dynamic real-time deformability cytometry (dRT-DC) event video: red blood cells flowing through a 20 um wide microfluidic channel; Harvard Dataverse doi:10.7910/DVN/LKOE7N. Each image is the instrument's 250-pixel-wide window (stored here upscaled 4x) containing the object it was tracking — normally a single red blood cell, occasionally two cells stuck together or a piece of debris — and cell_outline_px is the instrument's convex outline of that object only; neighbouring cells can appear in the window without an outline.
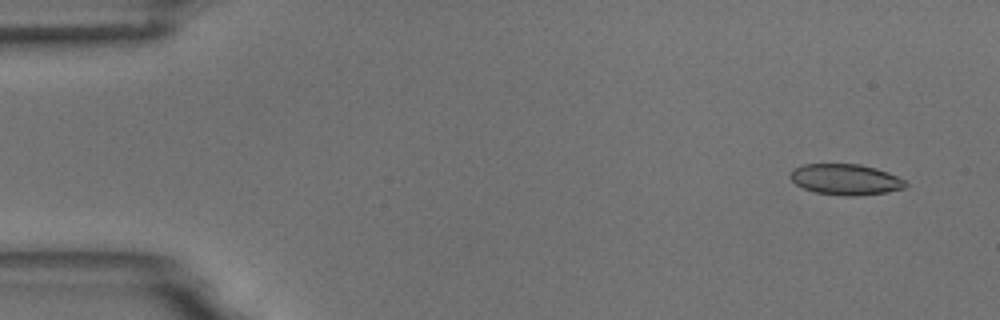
{"species": "common noctule bat (a hibernating species)", "species_latin": "Nyctalus noctula", "temperature_condition": "room temperature", "stored_images_in_passage": 9, "camera_frame_rate_fps": 3000, "um_per_image_px": 0.085, "animal": {"sex": "male", "body_mass_g": 18.8}, "frame": {"image": 1, "passage_image": 1, "time_ms": 0.0, "image_size_px": [1000, 320], "cell_outline_px": [[908, 184], [904, 188], [888, 192], [852, 196], [844, 196], [816, 192], [804, 188], [796, 184], [788, 176], [792, 168], [804, 164], [860, 164], [876, 168], [888, 172], [904, 180]], "centroid_in_image_um": [71.86, 15.25], "position_along_channel_um": 13.1, "area_um2": 20.75}}
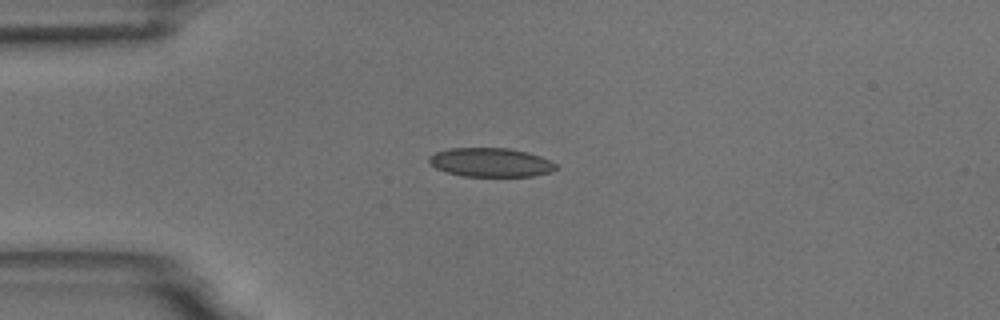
{"frame": {"image": 2, "passage_image": 4, "time_ms": 3.333, "image_size_px": [1000, 320], "cell_outline_px": [[560, 168], [552, 172], [532, 176], [464, 176], [448, 172], [436, 168], [428, 160], [428, 156], [436, 152], [448, 148], [508, 148], [540, 156], [556, 164]], "centroid_in_image_um": [41.72, 13.8], "position_along_channel_um": 43.3, "area_um2": 21.27}}
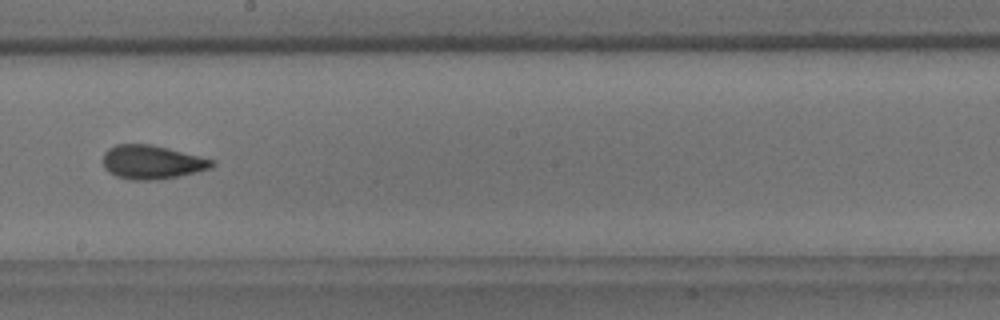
{"frame": {"image": 3, "passage_image": 9, "time_ms": 9.0, "image_size_px": [1000, 320], "cell_outline_px": [[216, 164], [212, 168], [180, 176], [156, 180], [132, 180], [116, 176], [108, 172], [104, 168], [104, 152], [108, 148], [116, 144], [148, 144], [168, 148], [216, 160]], "centroid_in_image_um": [12.94, 13.79], "position_along_channel_um": 235.3, "area_um2": 21.62}}